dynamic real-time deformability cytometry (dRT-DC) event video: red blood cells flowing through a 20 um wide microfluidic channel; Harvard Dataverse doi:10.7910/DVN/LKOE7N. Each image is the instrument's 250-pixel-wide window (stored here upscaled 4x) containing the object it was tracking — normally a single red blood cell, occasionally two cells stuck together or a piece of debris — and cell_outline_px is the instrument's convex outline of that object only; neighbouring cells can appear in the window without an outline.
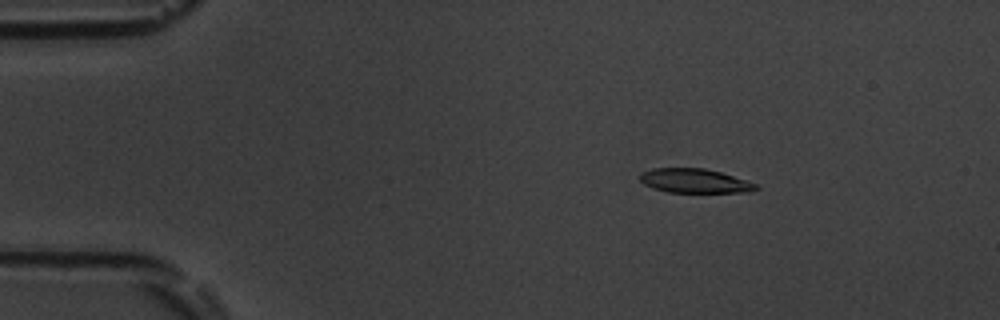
{"species": "common noctule bat (a hibernating species)", "species_latin": "Nyctalus noctula", "temperature_condition": "room temperature", "stored_images_in_passage": 54, "camera_frame_rate_fps": 3000, "um_per_image_px": 0.085, "animal": {"sex": "male", "body_mass_g": 19.5, "forearm_length_mm": 54.6}, "frame": {"image": 1, "passage_image": 8, "time_ms": 2.333, "image_size_px": [1000, 320], "cell_outline_px": [[760, 188], [752, 192], [668, 192], [652, 188], [644, 184], [640, 180], [640, 172], [652, 168], [704, 168], [720, 172], [756, 184]], "centroid_in_image_um": [59.01, 15.37], "position_along_channel_um": 26.0, "area_um2": 16.3}}
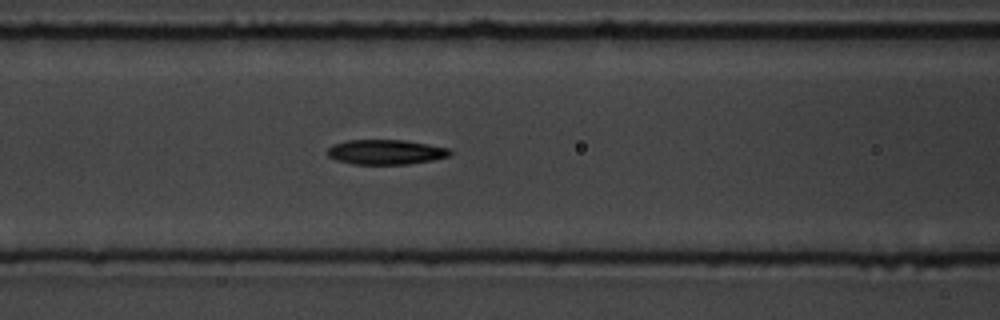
{"frame": {"image": 2, "passage_image": 22, "time_ms": 7.0, "image_size_px": [1000, 320], "cell_outline_px": [[452, 152], [448, 156], [432, 160], [408, 164], [352, 164], [336, 160], [328, 156], [324, 152], [332, 144], [348, 140], [404, 140], [452, 148]], "centroid_in_image_um": [32.76, 12.92], "position_along_channel_um": 133.8, "area_um2": 17.92}}
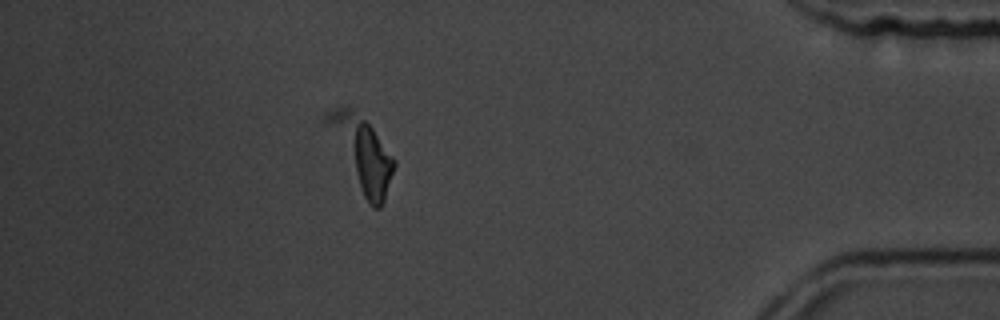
{"frame": {"image": 3, "passage_image": 47, "time_ms": 15.333, "image_size_px": [1000, 320], "cell_outline_px": [[396, 164], [384, 200], [380, 208], [372, 208], [368, 204], [324, 120], [324, 116], [332, 108], [352, 108], [372, 128], [396, 160]], "centroid_in_image_um": [30.81, 13.05], "position_along_channel_um": 404.4, "area_um2": 27.05}, "authors_computed_cell_mechanics": {"area_um2": 17.6001, "velocity_mm_per_s": 3.7763, "shape_relaxation_time_tau1_ms": 3.4553, "shape_relaxation_time_tau2_ms": null, "deformation_change_tau1": 0.122, "deformation_change_tau2": null}}